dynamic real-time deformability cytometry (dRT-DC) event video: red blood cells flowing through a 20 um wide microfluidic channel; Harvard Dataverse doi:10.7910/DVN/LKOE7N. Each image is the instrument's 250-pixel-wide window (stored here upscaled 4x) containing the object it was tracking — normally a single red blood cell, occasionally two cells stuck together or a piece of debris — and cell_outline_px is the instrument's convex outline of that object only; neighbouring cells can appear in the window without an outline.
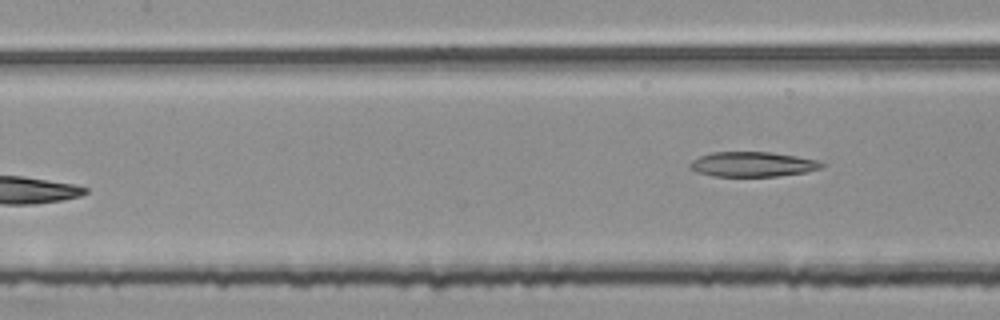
{"species": "common noctule bat (a hibernating species)", "species_latin": "Nyctalus noctula", "temperature_condition": "room temperature", "stored_images_in_passage": 6, "camera_frame_rate_fps": 3000, "um_per_image_px": 0.085, "animal": {"sex": "female", "body_mass_g": 25.1}, "frame": {"image": 1, "passage_image": 6, "time_ms": 1.667, "image_size_px": [1000, 320], "cell_outline_px": [[824, 164], [820, 168], [808, 172], [776, 176], [712, 176], [696, 172], [688, 168], [688, 164], [692, 160], [700, 156], [712, 152], [772, 152], [820, 160]], "centroid_in_image_um": [63.95, 13.96], "position_along_channel_um": 143.5, "area_um2": 19.25}}